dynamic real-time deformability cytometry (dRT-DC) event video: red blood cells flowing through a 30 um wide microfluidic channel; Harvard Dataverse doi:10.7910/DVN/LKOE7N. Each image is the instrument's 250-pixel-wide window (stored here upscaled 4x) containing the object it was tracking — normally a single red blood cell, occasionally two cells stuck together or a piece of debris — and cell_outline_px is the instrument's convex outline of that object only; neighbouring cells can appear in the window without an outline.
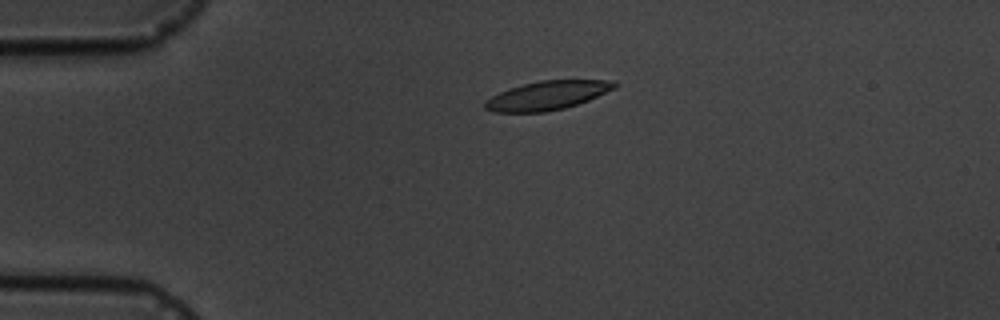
{"species": "common noctule bat (a hibernating species)", "species_latin": "Nyctalus noctula", "temperature_condition": "cold", "stored_images_in_passage": 4, "camera_frame_rate_fps": 3000, "um_per_image_px": 0.085, "animal": {"sex": "male", "body_mass_g": 19.5, "forearm_length_mm": 54.6}, "frame": {"image": 1, "passage_image": 3, "time_ms": 3.0, "image_size_px": [1000, 320], "cell_outline_px": [[616, 88], [588, 100], [564, 108], [544, 112], [492, 112], [484, 108], [484, 100], [508, 88], [540, 80], [608, 80], [616, 84]], "centroid_in_image_um": [46.47, 8.11], "position_along_channel_um": 38.5, "area_um2": 21.62}}